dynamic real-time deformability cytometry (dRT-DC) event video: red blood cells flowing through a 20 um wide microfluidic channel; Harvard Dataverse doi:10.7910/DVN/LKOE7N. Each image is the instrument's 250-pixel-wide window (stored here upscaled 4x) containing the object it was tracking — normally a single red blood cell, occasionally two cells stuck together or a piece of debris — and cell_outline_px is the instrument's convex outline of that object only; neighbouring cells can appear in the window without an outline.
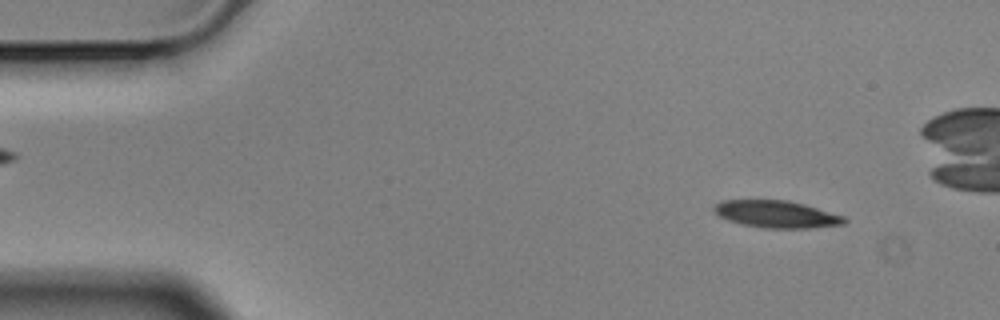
{"species": "Egyptian fruit bat (a non-hibernating species)", "species_latin": "Rousettus aegyptiacus", "temperature_condition": "cold", "stored_images_in_passage": 7, "camera_frame_rate_fps": 3000, "um_per_image_px": 0.085, "animal": {"sex": "male"}, "frame": {"image": 1, "passage_image": 1, "time_ms": 0.0, "image_size_px": [1000, 320], "cell_outline_px": [[848, 220], [844, 224], [812, 228], [764, 228], [740, 224], [728, 220], [712, 212], [712, 208], [720, 200], [788, 200], [804, 204], [844, 216]], "centroid_in_image_um": [65.98, 18.21], "position_along_channel_um": 19.0, "area_um2": 20.75}}
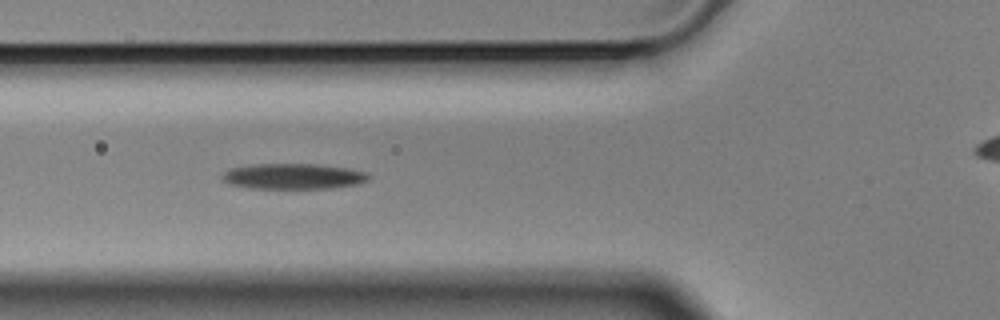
{"frame": {"image": 2, "passage_image": 5, "time_ms": 1.333, "image_size_px": [1000, 320], "cell_outline_px": [[368, 180], [356, 184], [332, 188], [248, 188], [232, 184], [224, 180], [220, 176], [224, 172], [232, 168], [252, 164], [316, 164], [348, 168], [368, 172]], "centroid_in_image_um": [24.93, 14.98], "position_along_channel_um": 100.9, "area_um2": 21.68}}
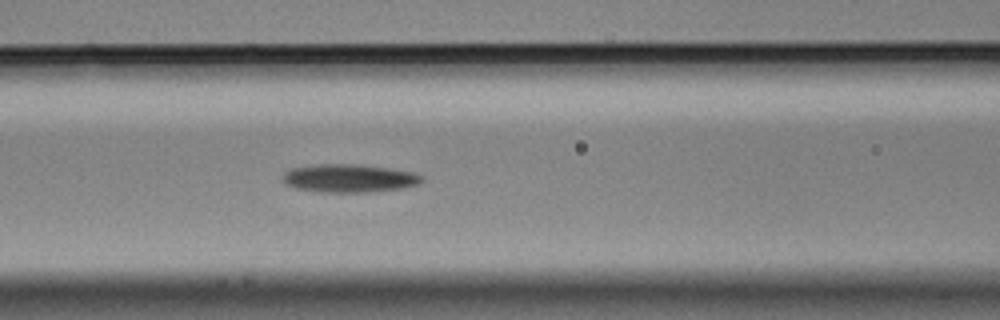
{"frame": {"image": 3, "passage_image": 6, "time_ms": 1.667, "image_size_px": [1000, 320], "cell_outline_px": [[424, 180], [416, 184], [404, 188], [368, 192], [320, 192], [296, 188], [284, 184], [280, 180], [280, 176], [284, 172], [292, 168], [320, 164], [352, 164], [388, 168], [412, 172], [424, 176]], "centroid_in_image_um": [29.62, 15.16], "position_along_channel_um": 137.0, "area_um2": 22.89}}